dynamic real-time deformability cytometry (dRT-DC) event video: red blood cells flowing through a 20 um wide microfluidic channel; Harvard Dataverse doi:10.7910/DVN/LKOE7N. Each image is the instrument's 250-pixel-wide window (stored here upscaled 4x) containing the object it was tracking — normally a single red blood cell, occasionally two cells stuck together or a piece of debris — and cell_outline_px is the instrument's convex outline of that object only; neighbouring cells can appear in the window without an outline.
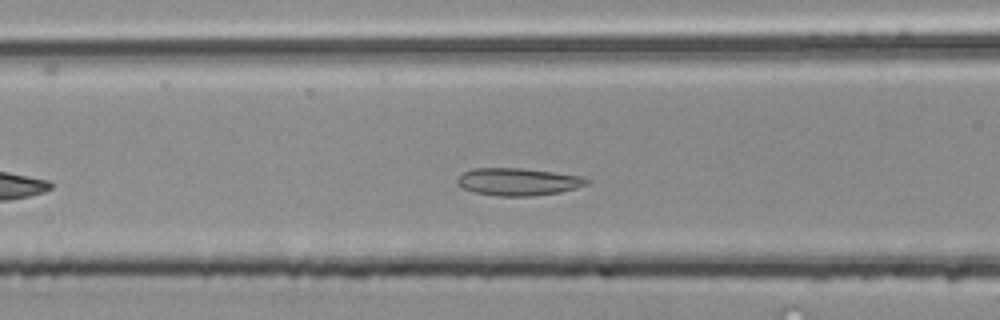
{"species": "common noctule bat (a hibernating species)", "species_latin": "Nyctalus noctula", "temperature_condition": "room temperature", "stored_images_in_passage": 39, "camera_frame_rate_fps": 3000, "um_per_image_px": 0.085, "animal": {"sex": "male", "body_mass_g": 20.4}, "frame": {"image": 1, "passage_image": 10, "time_ms": 3.0, "image_size_px": [1000, 320], "cell_outline_px": [[592, 180], [588, 184], [576, 188], [560, 192], [532, 196], [500, 196], [472, 192], [456, 184], [456, 180], [464, 172], [472, 168], [524, 168], [584, 176]], "centroid_in_image_um": [44.07, 15.44], "position_along_channel_um": 122.5, "area_um2": 20.92}}
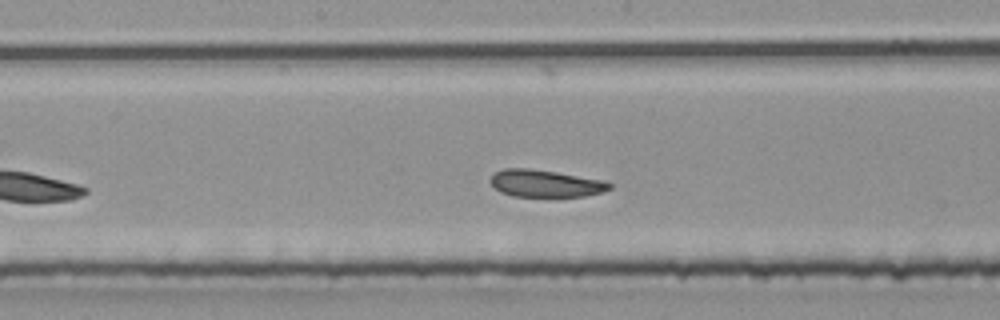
{"frame": {"image": 2, "passage_image": 16, "time_ms": 5.0, "image_size_px": [1000, 320], "cell_outline_px": [[612, 188], [600, 192], [584, 196], [512, 196], [500, 192], [492, 184], [492, 176], [496, 172], [504, 168], [528, 168], [556, 172], [604, 180], [612, 184]], "centroid_in_image_um": [46.37, 15.59], "position_along_channel_um": 201.8, "area_um2": 18.61}}
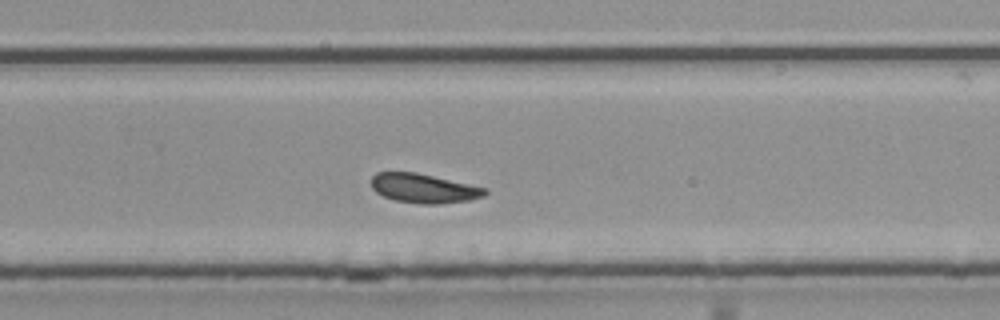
{"frame": {"image": 3, "passage_image": 23, "time_ms": 7.333, "image_size_px": [1000, 320], "cell_outline_px": [[488, 192], [484, 196], [468, 200], [440, 204], [420, 204], [396, 200], [384, 196], [376, 192], [372, 188], [372, 176], [376, 172], [416, 172], [488, 188]], "centroid_in_image_um": [36.04, 16.0], "position_along_channel_um": 293.8, "area_um2": 19.36}, "authors_computed_cell_mechanics": {"area_um2": 19.4786, "velocity_mm_per_s": 3.9627, "shape_relaxation_time_tau1_ms": 3.6351, "shape_relaxation_time_tau2_ms": 1.8233, "deformation_change_tau1": 0.0931, "deformation_change_tau2": 0.0673}}